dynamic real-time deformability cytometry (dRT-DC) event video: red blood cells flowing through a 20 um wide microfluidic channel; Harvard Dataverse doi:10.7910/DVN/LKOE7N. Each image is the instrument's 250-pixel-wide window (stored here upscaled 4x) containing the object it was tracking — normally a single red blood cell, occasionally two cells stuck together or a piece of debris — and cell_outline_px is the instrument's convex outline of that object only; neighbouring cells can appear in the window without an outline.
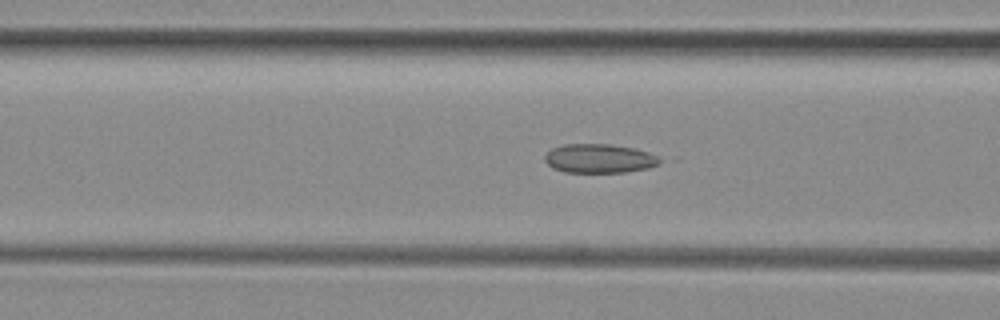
{"species": "common noctule bat (a hibernating species)", "species_latin": "Nyctalus noctula", "temperature_condition": "room temperature", "stored_images_in_passage": 37, "camera_frame_rate_fps": 3000, "um_per_image_px": 0.085, "animal": {"sex": "female", "body_mass_g": 29.2, "forearm_length_mm": 56.3}, "frame": {"image": 1, "passage_image": 5, "time_ms": 1.333, "image_size_px": [1000, 320], "cell_outline_px": [[668, 160], [660, 164], [648, 168], [624, 172], [564, 172], [552, 168], [544, 160], [544, 156], [552, 148], [564, 144], [608, 144], [632, 148], [648, 152], [660, 156]], "centroid_in_image_um": [51.0, 13.47], "position_along_channel_um": 115.6, "area_um2": 19.65}}
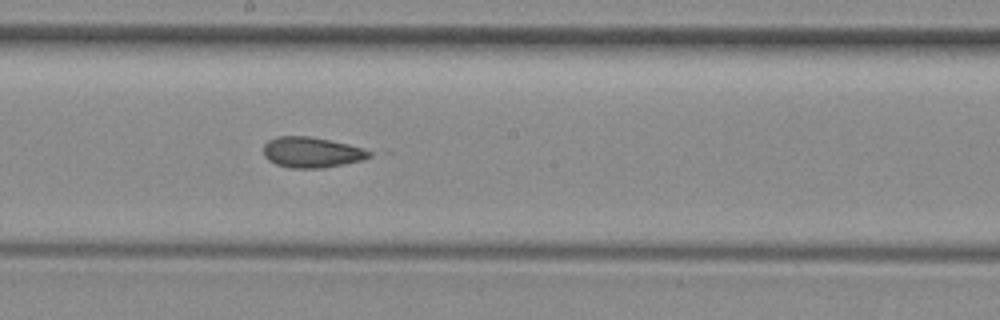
{"frame": {"image": 2, "passage_image": 13, "time_ms": 4.0, "image_size_px": [1000, 320], "cell_outline_px": [[372, 156], [364, 160], [324, 168], [292, 168], [276, 164], [268, 160], [264, 156], [264, 144], [268, 140], [276, 136], [308, 136], [348, 144], [372, 152]], "centroid_in_image_um": [26.48, 12.95], "position_along_channel_um": 221.7, "area_um2": 18.84}}
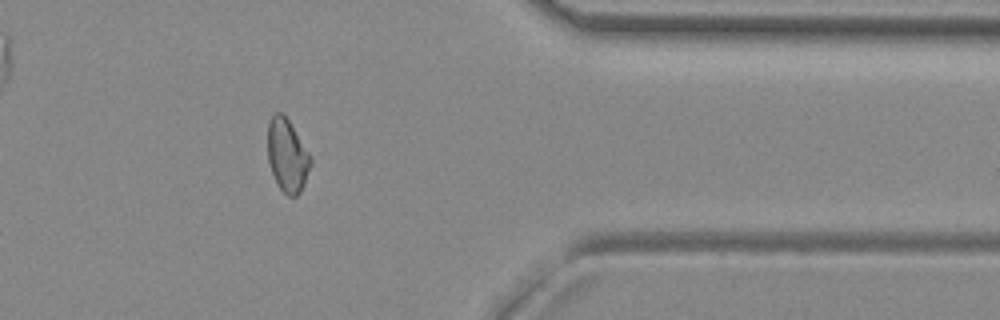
{"frame": {"image": 3, "passage_image": 27, "time_ms": 8.667, "image_size_px": [1000, 320], "cell_outline_px": [[312, 164], [304, 184], [300, 192], [296, 196], [288, 196], [280, 188], [272, 172], [268, 160], [268, 120], [272, 112], [280, 112], [288, 120], [312, 156]], "centroid_in_image_um": [24.42, 13.19], "position_along_channel_um": 387.0, "area_um2": 18.26}, "authors_computed_cell_mechanics": {"area_um2": 18.8428, "velocity_mm_per_s": 3.9734, "shape_relaxation_time_tau1_ms": null, "shape_relaxation_time_tau2_ms": 2.6417, "deformation_change_tau1": null, "deformation_change_tau2": 0.0967}}